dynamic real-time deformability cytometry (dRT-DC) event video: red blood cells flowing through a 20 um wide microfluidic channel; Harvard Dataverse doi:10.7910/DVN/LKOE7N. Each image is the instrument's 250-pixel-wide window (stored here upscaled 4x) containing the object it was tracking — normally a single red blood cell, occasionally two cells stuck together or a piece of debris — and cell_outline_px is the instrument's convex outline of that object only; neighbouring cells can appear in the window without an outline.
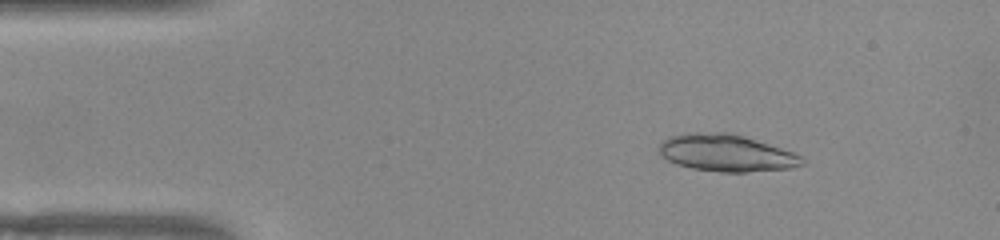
{"species": "common noctule bat (a hibernating species)", "species_latin": "Nyctalus noctula", "temperature_condition": "warm", "stored_images_in_passage": 45, "camera_frame_rate_fps": 3000, "um_per_image_px": 0.085, "animal": {"sex": "female", "body_mass_g": 22.0, "forearm_length_mm": 56.7}, "frame": {"image": 1, "passage_image": 1, "time_ms": 0.0, "image_size_px": [1000, 240], "cell_outline_px": [[804, 164], [792, 168], [748, 172], [720, 172], [692, 168], [676, 164], [660, 156], [656, 148], [668, 136], [688, 132], [736, 132], [804, 156]], "centroid_in_image_um": [61.73, 12.98], "position_along_channel_um": 23.3, "area_um2": 31.5}}